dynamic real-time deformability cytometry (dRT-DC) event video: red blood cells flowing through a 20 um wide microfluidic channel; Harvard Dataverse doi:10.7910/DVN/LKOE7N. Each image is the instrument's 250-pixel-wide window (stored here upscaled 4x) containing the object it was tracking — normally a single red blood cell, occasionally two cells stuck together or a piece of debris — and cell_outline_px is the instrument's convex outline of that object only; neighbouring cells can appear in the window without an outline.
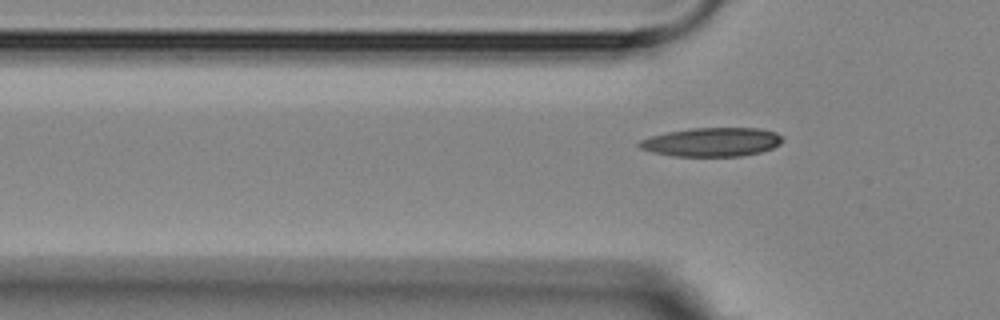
{"species": "Egyptian fruit bat (a non-hibernating species)", "species_latin": "Rousettus aegyptiacus", "temperature_condition": "room temperature", "stored_images_in_passage": 6, "camera_frame_rate_fps": 3000, "um_per_image_px": 0.085, "animal": {"sex": "female"}, "frame": {"image": 1, "passage_image": 6, "time_ms": 7.0, "image_size_px": [1000, 320], "cell_outline_px": [[784, 140], [780, 144], [772, 148], [760, 152], [740, 156], [672, 156], [652, 152], [640, 148], [636, 144], [640, 140], [652, 136], [668, 132], [692, 128], [760, 128], [776, 132], [784, 136]], "centroid_in_image_um": [60.54, 12.07], "position_along_channel_um": 65.3, "area_um2": 24.16}}